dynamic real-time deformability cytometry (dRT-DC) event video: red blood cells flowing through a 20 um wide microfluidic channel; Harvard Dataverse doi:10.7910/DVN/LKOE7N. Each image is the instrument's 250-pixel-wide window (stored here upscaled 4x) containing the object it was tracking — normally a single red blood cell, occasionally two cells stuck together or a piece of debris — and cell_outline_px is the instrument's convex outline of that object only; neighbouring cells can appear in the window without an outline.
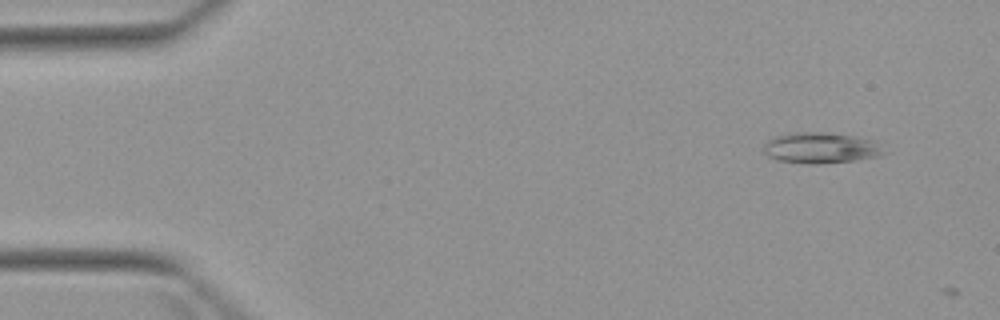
{"species": "Egyptian fruit bat (a non-hibernating species)", "species_latin": "Rousettus aegyptiacus", "temperature_condition": "warm", "stored_images_in_passage": 4, "camera_frame_rate_fps": 3000, "um_per_image_px": 0.085, "animal": {"sex": "female"}, "frame": {"image": 1, "passage_image": 1, "time_ms": 0.0, "image_size_px": [1000, 320], "cell_outline_px": [[888, 152], [880, 156], [852, 160], [820, 164], [808, 164], [776, 160], [768, 156], [764, 152], [764, 140], [772, 136], [796, 132], [828, 132], [876, 140]], "centroid_in_image_um": [69.76, 12.56], "position_along_channel_um": 15.2, "area_um2": 22.02}}